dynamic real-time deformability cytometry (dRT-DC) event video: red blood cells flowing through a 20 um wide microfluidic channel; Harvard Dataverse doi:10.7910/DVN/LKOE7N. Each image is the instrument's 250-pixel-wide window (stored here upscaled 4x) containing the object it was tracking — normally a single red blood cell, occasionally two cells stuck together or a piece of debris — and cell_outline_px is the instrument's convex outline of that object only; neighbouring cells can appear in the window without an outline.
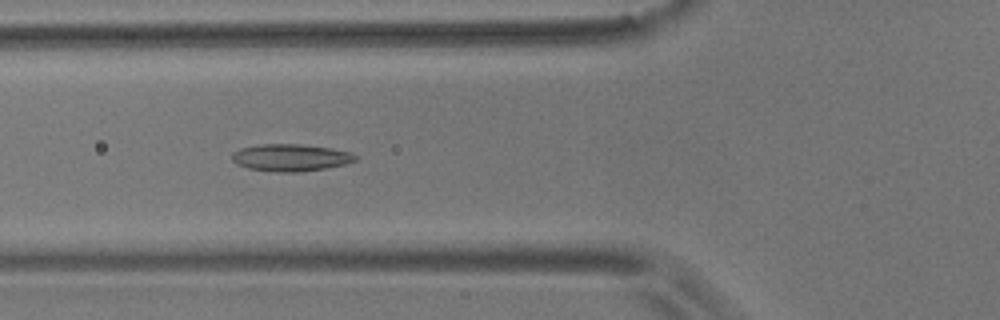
{"species": "common noctule bat (a hibernating species)", "species_latin": "Nyctalus noctula", "temperature_condition": "room temperature", "stored_images_in_passage": 55, "camera_frame_rate_fps": 3000, "um_per_image_px": 0.085, "animal": {"sex": "male", "body_mass_g": 17.9}, "frame": {"image": 1, "passage_image": 21, "time_ms": 6.667, "image_size_px": [1000, 320], "cell_outline_px": [[360, 156], [356, 160], [344, 164], [324, 168], [300, 172], [276, 172], [248, 168], [236, 164], [232, 160], [232, 152], [240, 148], [260, 144], [300, 144], [328, 148], [352, 152]], "centroid_in_image_um": [24.69, 13.39], "position_along_channel_um": 101.1, "area_um2": 19.54}}
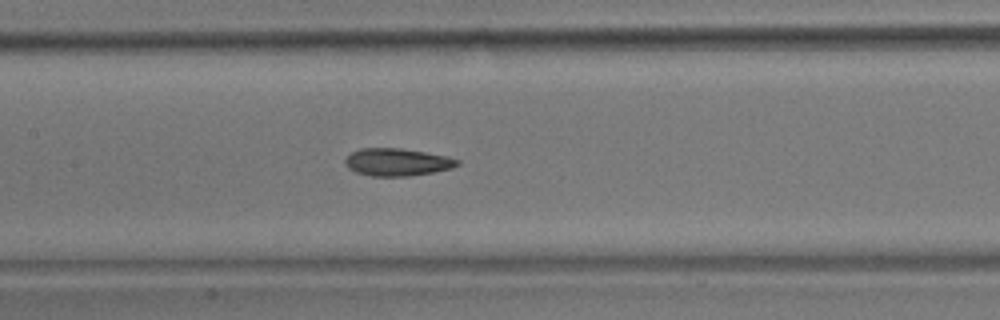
{"frame": {"image": 2, "passage_image": 27, "time_ms": 8.667, "image_size_px": [1000, 320], "cell_outline_px": [[460, 164], [452, 168], [432, 172], [408, 176], [372, 176], [356, 172], [348, 168], [344, 164], [344, 160], [352, 152], [360, 148], [400, 148], [448, 156], [460, 160]], "centroid_in_image_um": [33.75, 13.78], "position_along_channel_um": 173.6, "area_um2": 17.98}}
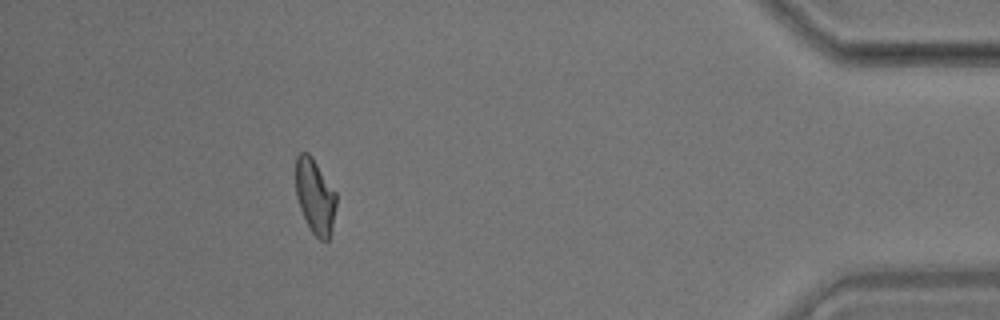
{"frame": {"image": 3, "passage_image": 51, "time_ms": 16.667, "image_size_px": [1000, 320], "cell_outline_px": [[336, 204], [332, 224], [328, 240], [320, 240], [312, 232], [300, 208], [296, 196], [296, 156], [300, 152], [308, 152], [312, 156], [336, 192]], "centroid_in_image_um": [26.77, 16.64], "position_along_channel_um": 408.4, "area_um2": 17.46}, "authors_computed_cell_mechanics": {"area_um2": 18.496, "velocity_mm_per_s": 3.5992, "shape_relaxation_time_tau1_ms": 8.836, "shape_relaxation_time_tau2_ms": 2.8117, "deformation_change_tau1": 0.2075, "deformation_change_tau2": 0.1028}}